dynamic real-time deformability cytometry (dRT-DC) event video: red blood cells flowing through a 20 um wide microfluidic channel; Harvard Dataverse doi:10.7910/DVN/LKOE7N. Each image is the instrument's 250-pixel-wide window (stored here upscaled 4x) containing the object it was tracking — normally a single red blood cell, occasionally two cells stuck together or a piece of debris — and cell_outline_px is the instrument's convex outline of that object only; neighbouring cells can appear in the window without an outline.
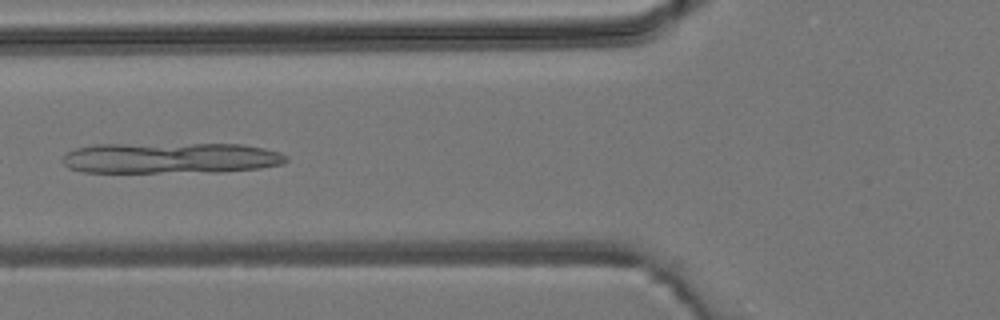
{"species": "common noctule bat (a hibernating species)", "species_latin": "Nyctalus noctula", "temperature_condition": "room temperature", "stored_images_in_passage": 4, "camera_frame_rate_fps": 3000, "um_per_image_px": 0.085, "animal": {"sex": "male", "body_mass_g": 19.2, "forearm_length_mm": 51.8}, "frame": {"image": 1, "passage_image": 4, "time_ms": 4.667, "image_size_px": [1000, 320], "cell_outline_px": [[288, 160], [284, 164], [260, 168], [224, 172], [84, 172], [68, 168], [64, 164], [64, 156], [68, 152], [76, 148], [92, 144], [244, 144], [264, 148], [280, 152], [288, 156]], "centroid_in_image_um": [14.56, 13.43], "position_along_channel_um": 111.2, "area_um2": 40.63}}